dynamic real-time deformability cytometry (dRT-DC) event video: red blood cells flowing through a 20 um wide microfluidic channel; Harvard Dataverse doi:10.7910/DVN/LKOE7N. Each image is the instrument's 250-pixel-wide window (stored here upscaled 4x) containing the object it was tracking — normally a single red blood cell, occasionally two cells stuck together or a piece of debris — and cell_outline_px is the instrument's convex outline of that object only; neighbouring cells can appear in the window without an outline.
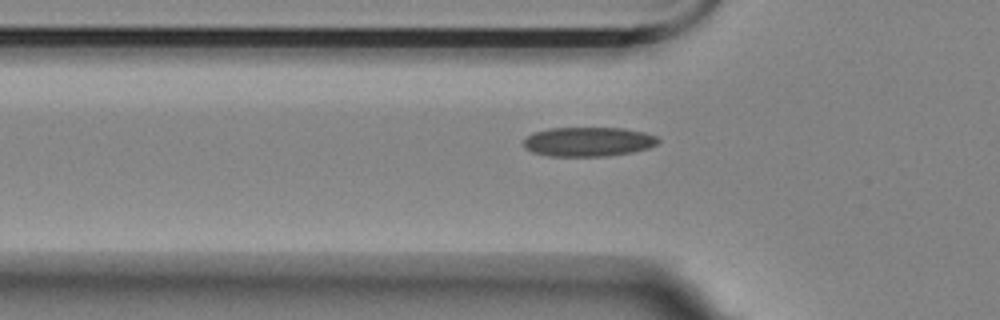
{"species": "Egyptian fruit bat (a non-hibernating species)", "species_latin": "Rousettus aegyptiacus", "temperature_condition": "room temperature", "stored_images_in_passage": 8, "camera_frame_rate_fps": 3000, "um_per_image_px": 0.085, "animal": {"sex": "female"}, "frame": {"image": 1, "passage_image": 5, "time_ms": 1.333, "image_size_px": [1000, 320], "cell_outline_px": [[660, 140], [656, 144], [648, 148], [632, 152], [604, 156], [548, 156], [532, 152], [524, 148], [524, 140], [532, 132], [548, 128], [624, 128], [644, 132], [656, 136]], "centroid_in_image_um": [49.98, 12.04], "position_along_channel_um": 75.8, "area_um2": 23.06}}